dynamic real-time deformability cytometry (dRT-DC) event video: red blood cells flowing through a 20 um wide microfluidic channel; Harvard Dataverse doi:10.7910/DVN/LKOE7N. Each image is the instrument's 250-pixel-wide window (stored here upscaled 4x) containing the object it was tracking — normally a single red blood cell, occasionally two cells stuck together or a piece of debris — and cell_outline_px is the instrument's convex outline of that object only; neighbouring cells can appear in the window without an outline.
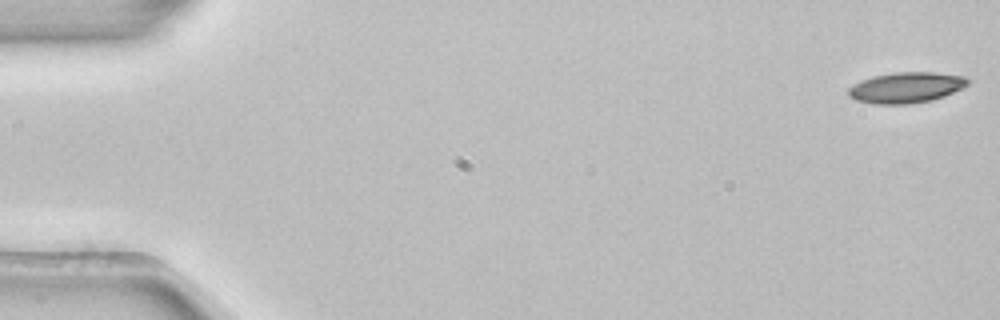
{"species": "common noctule bat (a hibernating species)", "species_latin": "Nyctalus noctula", "temperature_condition": "room temperature", "stored_images_in_passage": 5, "camera_frame_rate_fps": 3000, "um_per_image_px": 0.085, "animal": {"sex": "female", "body_mass_g": 22.7, "forearm_length_mm": 54.2}, "frame": {"image": 1, "passage_image": 1, "time_ms": 0.0, "image_size_px": [1000, 320], "cell_outline_px": [[972, 80], [968, 84], [944, 96], [932, 100], [912, 104], [872, 104], [856, 100], [848, 96], [848, 88], [852, 84], [860, 80], [872, 76], [896, 72], [932, 72], [964, 76]], "centroid_in_image_um": [76.98, 7.44], "position_along_channel_um": 8.0, "area_um2": 21.56}}
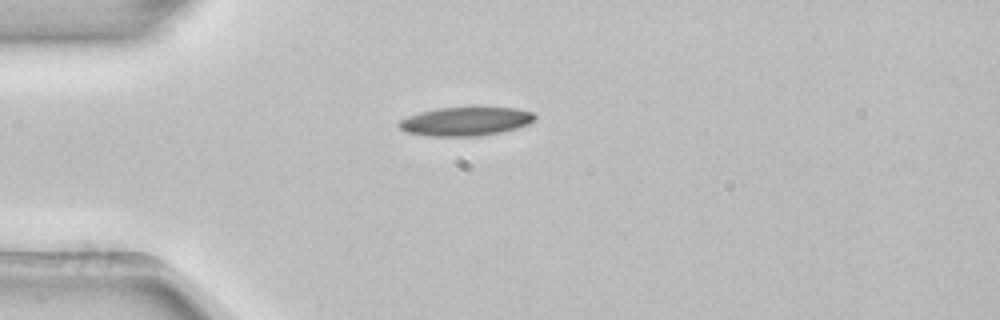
{"frame": {"image": 2, "passage_image": 4, "time_ms": 1.0, "image_size_px": [1000, 320], "cell_outline_px": [[536, 120], [528, 124], [516, 128], [500, 132], [476, 136], [428, 136], [408, 132], [400, 128], [396, 124], [400, 120], [408, 116], [420, 112], [436, 108], [516, 108], [532, 112], [536, 116]], "centroid_in_image_um": [39.57, 10.32], "position_along_channel_um": 45.4, "area_um2": 22.54}}